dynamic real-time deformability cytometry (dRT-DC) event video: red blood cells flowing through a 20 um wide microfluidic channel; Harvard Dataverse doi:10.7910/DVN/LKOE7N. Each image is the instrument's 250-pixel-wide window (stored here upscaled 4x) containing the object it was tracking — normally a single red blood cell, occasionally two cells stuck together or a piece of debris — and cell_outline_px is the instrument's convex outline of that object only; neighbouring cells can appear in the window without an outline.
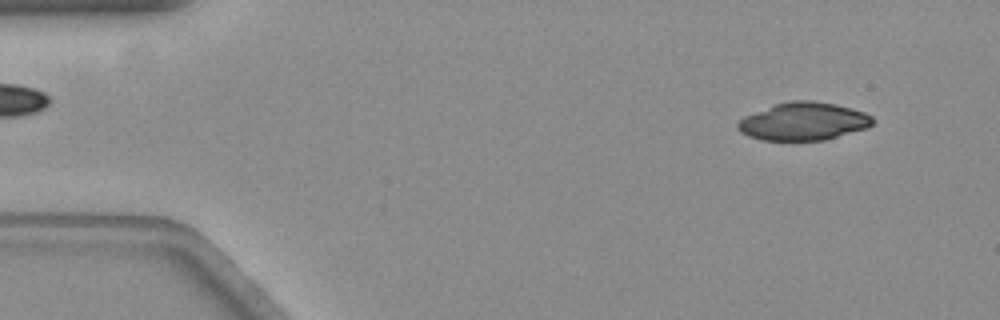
{"species": "common noctule bat (a hibernating species)", "species_latin": "Nyctalus noctula", "temperature_condition": "warm", "stored_images_in_passage": 49, "camera_frame_rate_fps": 3000, "um_per_image_px": 0.085, "animal": {"sex": "female", "body_mass_g": 19.3, "forearm_length_mm": 54.1}, "frame": {"image": 1, "passage_image": 4, "time_ms": 1.0, "image_size_px": [1000, 320], "cell_outline_px": [[872, 124], [868, 128], [824, 140], [760, 140], [748, 136], [740, 132], [736, 124], [744, 116], [776, 104], [788, 100], [812, 100], [836, 104], [852, 108], [864, 112], [872, 116]], "centroid_in_image_um": [68.29, 10.31], "position_along_channel_um": 16.7, "area_um2": 29.77}}